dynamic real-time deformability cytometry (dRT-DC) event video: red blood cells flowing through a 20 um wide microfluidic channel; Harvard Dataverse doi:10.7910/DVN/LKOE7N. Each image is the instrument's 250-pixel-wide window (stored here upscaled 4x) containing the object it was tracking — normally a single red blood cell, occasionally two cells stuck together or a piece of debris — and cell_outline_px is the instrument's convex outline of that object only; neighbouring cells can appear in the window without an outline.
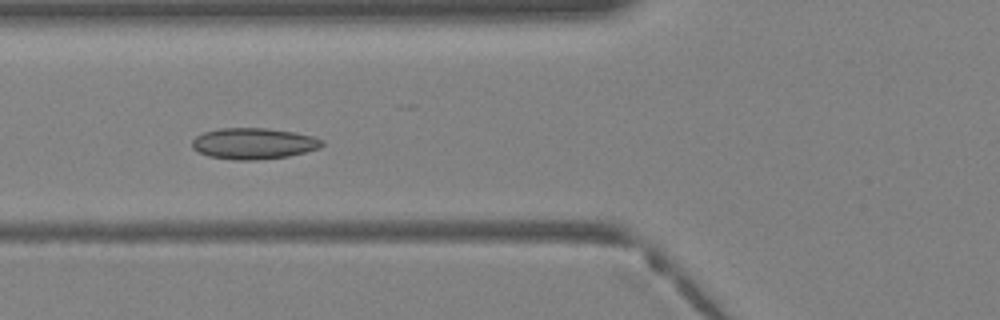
{"species": "Egyptian fruit bat (a non-hibernating species)", "species_latin": "Rousettus aegyptiacus", "temperature_condition": "warm", "stored_images_in_passage": 41, "camera_frame_rate_fps": 3000, "um_per_image_px": 0.085, "animal": {"sex": "female"}, "frame": {"image": 1, "passage_image": 16, "time_ms": 5.0, "image_size_px": [1000, 320], "cell_outline_px": [[324, 144], [320, 148], [288, 156], [256, 160], [236, 160], [208, 156], [192, 148], [192, 140], [196, 136], [204, 132], [220, 128], [268, 128], [296, 132], [312, 136], [324, 140]], "centroid_in_image_um": [21.57, 12.19], "position_along_channel_um": 104.2, "area_um2": 23.64}}
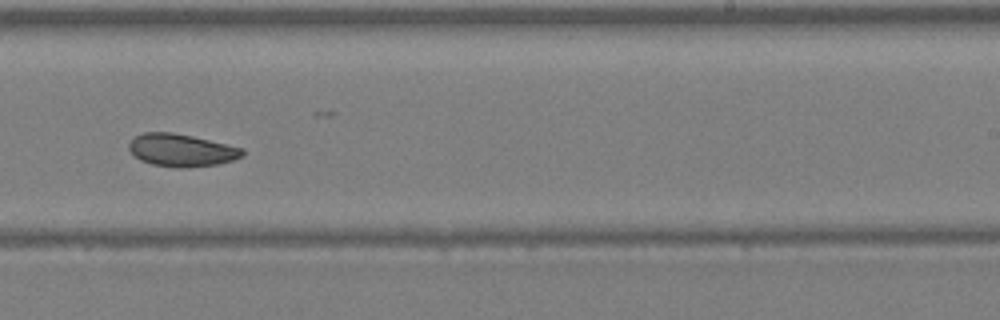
{"frame": {"image": 2, "passage_image": 26, "time_ms": 8.333, "image_size_px": [1000, 320], "cell_outline_px": [[244, 156], [232, 160], [216, 164], [180, 168], [152, 164], [140, 160], [128, 148], [128, 144], [136, 136], [144, 132], [172, 132], [192, 136], [244, 148]], "centroid_in_image_um": [15.43, 12.76], "position_along_channel_um": 273.6, "area_um2": 21.33}}
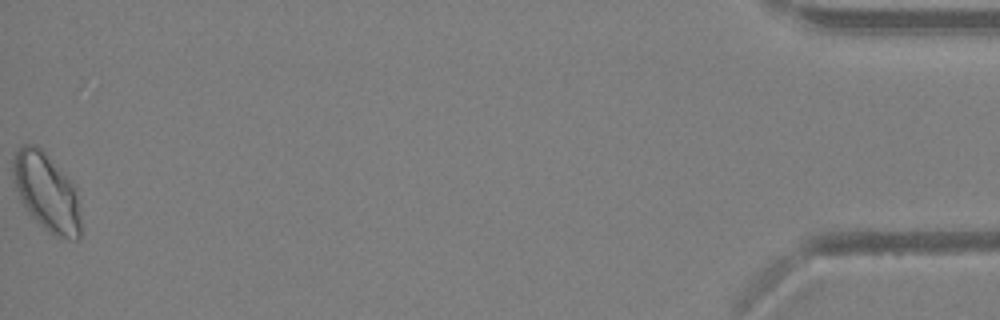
{"frame": {"image": 3, "passage_image": 41, "time_ms": 13.333, "image_size_px": [1000, 320], "cell_outline_px": [[80, 240], [76, 240], [56, 236], [48, 232], [28, 212], [20, 200], [16, 188], [12, 172], [12, 156], [24, 144], [36, 144], [44, 152], [76, 188], [80, 216]], "centroid_in_image_um": [3.94, 16.35], "position_along_channel_um": 431.3, "area_um2": 30.46}}